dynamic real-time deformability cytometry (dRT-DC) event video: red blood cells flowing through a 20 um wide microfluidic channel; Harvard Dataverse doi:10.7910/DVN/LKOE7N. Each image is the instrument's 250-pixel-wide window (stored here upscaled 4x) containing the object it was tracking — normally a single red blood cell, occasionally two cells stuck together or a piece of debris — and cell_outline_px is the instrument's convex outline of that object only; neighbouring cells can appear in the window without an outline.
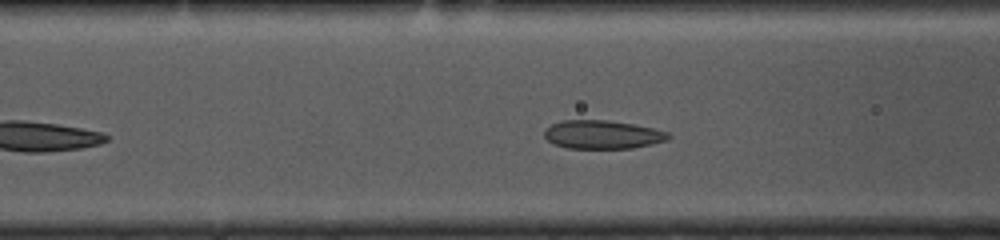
{"species": "common noctule bat (a hibernating species)", "species_latin": "Nyctalus noctula", "temperature_condition": "cold", "stored_images_in_passage": 27, "camera_frame_rate_fps": 3000, "um_per_image_px": 0.085, "animal": {"sex": "female", "body_mass_g": 10.0, "forearm_length_mm": 53.1}, "frame": {"image": 1, "passage_image": 12, "time_ms": 3.667, "image_size_px": [1000, 240], "cell_outline_px": [[672, 136], [668, 140], [652, 144], [632, 148], [568, 148], [556, 144], [548, 140], [544, 136], [544, 132], [552, 124], [564, 120], [604, 120], [632, 124], [652, 128], [668, 132]], "centroid_in_image_um": [51.24, 11.44], "position_along_channel_um": 115.4, "area_um2": 20.35}}
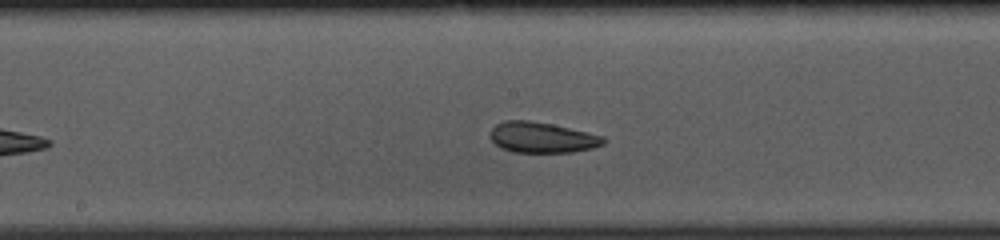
{"frame": {"image": 2, "passage_image": 19, "time_ms": 6.0, "image_size_px": [1000, 240], "cell_outline_px": [[608, 140], [604, 144], [592, 148], [572, 152], [512, 152], [500, 148], [492, 140], [492, 128], [496, 124], [504, 120], [528, 120], [552, 124], [604, 136]], "centroid_in_image_um": [46.1, 11.69], "position_along_channel_um": 202.1, "area_um2": 20.17}}
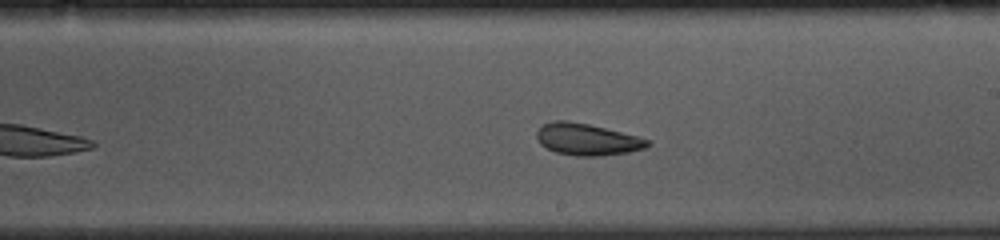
{"frame": {"image": 3, "passage_image": 22, "time_ms": 7.0, "image_size_px": [1000, 240], "cell_outline_px": [[652, 144], [644, 148], [628, 152], [600, 156], [576, 156], [556, 152], [540, 144], [536, 136], [536, 132], [540, 124], [552, 120], [568, 120], [588, 124], [636, 136], [648, 140]], "centroid_in_image_um": [49.84, 11.84], "position_along_channel_um": 239.2, "area_um2": 20.46}}